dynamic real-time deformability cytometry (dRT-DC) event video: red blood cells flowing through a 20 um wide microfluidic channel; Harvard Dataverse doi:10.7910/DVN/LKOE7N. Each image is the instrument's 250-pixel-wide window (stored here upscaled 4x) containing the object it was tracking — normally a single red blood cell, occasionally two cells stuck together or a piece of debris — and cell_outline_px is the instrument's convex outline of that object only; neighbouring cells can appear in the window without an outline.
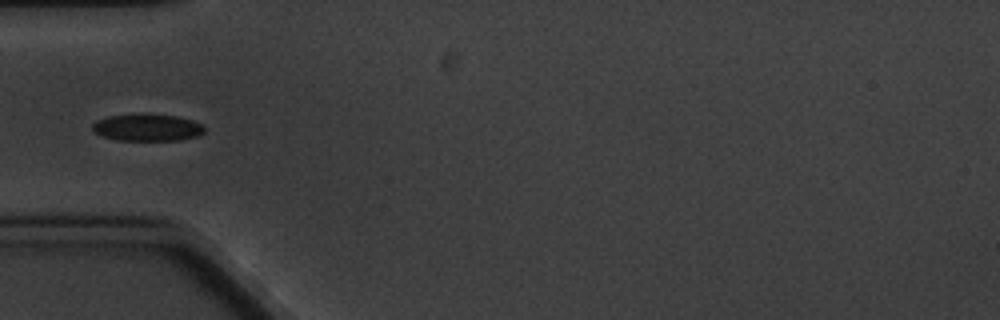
{"species": "common noctule bat (a hibernating species)", "species_latin": "Nyctalus noctula", "temperature_condition": "cold", "stored_images_in_passage": 6, "camera_frame_rate_fps": 3000, "um_per_image_px": 0.085, "animal": {"sex": "male", "body_mass_g": 20.1, "forearm_length_mm": 53.5}, "frame": {"image": 1, "passage_image": 6, "time_ms": 6.0, "image_size_px": [1000, 320], "cell_outline_px": [[204, 132], [200, 136], [180, 140], [116, 140], [100, 136], [92, 132], [92, 124], [96, 120], [108, 116], [140, 112], [176, 116], [192, 120], [204, 124]], "centroid_in_image_um": [12.49, 10.82], "position_along_channel_um": 72.5, "area_um2": 18.26}}